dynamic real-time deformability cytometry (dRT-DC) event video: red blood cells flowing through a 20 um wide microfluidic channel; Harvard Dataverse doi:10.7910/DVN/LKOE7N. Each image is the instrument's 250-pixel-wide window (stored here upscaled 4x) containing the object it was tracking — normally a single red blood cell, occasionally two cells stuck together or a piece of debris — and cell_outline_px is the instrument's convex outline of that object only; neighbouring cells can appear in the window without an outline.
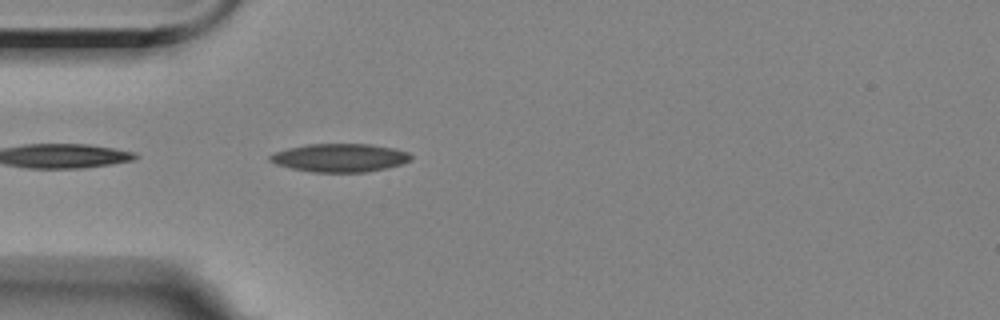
{"species": "Egyptian fruit bat (a non-hibernating species)", "species_latin": "Rousettus aegyptiacus", "temperature_condition": "room temperature", "stored_images_in_passage": 2, "camera_frame_rate_fps": 3000, "um_per_image_px": 0.085, "animal": {"sex": "female"}, "frame": {"image": 1, "passage_image": 2, "time_ms": 1.0, "image_size_px": [1000, 320], "cell_outline_px": [[412, 156], [408, 160], [400, 164], [368, 172], [312, 172], [292, 168], [276, 164], [268, 160], [268, 156], [276, 152], [288, 148], [308, 144], [368, 144], [396, 148], [408, 152]], "centroid_in_image_um": [28.87, 13.4], "position_along_channel_um": 56.1, "area_um2": 23.06}}